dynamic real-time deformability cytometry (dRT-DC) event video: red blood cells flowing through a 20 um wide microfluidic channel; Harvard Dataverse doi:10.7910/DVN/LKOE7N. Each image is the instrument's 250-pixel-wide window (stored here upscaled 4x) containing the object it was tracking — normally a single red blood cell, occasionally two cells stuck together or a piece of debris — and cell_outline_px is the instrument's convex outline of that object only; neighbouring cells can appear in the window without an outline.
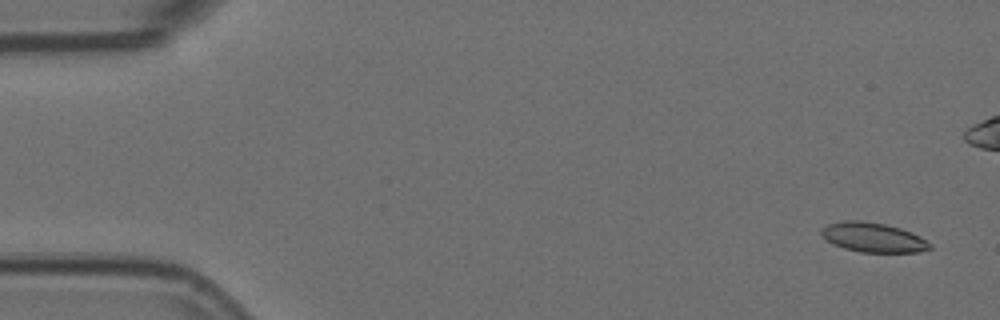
{"species": "Egyptian fruit bat (a non-hibernating species)", "species_latin": "Rousettus aegyptiacus", "temperature_condition": "room temperature", "stored_images_in_passage": 6, "camera_frame_rate_fps": 3000, "um_per_image_px": 0.085, "animal": {"sex": "female"}, "frame": {"image": 1, "passage_image": 1, "time_ms": 0.0, "image_size_px": [1000, 320], "cell_outline_px": [[932, 248], [920, 252], [860, 252], [844, 248], [828, 240], [820, 232], [820, 228], [828, 224], [844, 220], [860, 220], [884, 224], [900, 228], [912, 232], [920, 236], [932, 244]], "centroid_in_image_um": [74.25, 20.17], "position_along_channel_um": 10.8, "area_um2": 18.61}}